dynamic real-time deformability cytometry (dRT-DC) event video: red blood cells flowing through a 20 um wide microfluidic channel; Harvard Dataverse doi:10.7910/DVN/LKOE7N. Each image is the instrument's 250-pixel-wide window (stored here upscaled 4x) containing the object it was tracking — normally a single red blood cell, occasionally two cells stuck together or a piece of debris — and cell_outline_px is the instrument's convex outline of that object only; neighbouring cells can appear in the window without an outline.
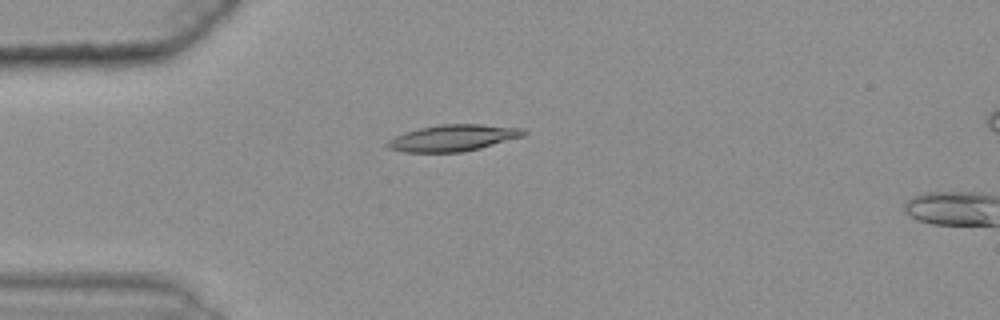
{"species": "common noctule bat (a hibernating species)", "species_latin": "Nyctalus noctula", "temperature_condition": "warm", "stored_images_in_passage": 17, "camera_frame_rate_fps": 3000, "um_per_image_px": 0.085, "animal": {"sex": "female", "body_mass_g": 25.1}, "frame": {"image": 1, "passage_image": 15, "time_ms": 4.667, "image_size_px": [1000, 320], "cell_outline_px": [[528, 132], [524, 136], [480, 148], [464, 152], [404, 152], [388, 148], [384, 144], [388, 140], [396, 136], [420, 128], [440, 124], [480, 124], [524, 128]], "centroid_in_image_um": [38.54, 11.72], "position_along_channel_um": 46.5, "area_um2": 20.98}}